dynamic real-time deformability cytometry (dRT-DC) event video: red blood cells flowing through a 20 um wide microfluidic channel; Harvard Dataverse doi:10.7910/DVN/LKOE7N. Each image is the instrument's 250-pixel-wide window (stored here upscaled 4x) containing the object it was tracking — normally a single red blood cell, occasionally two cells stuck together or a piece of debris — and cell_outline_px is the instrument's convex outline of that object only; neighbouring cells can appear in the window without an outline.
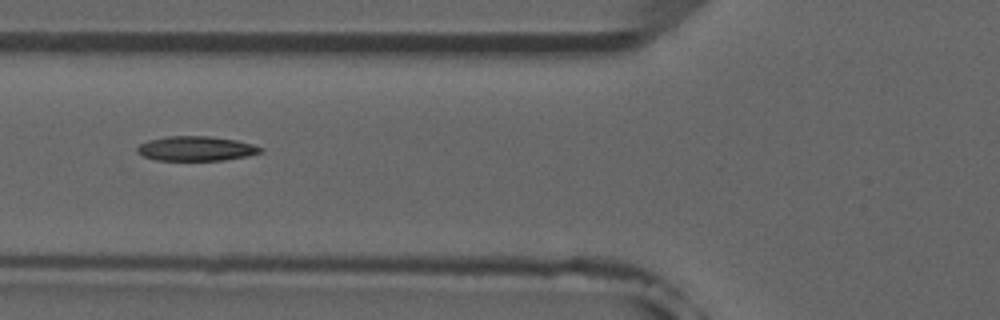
{"species": "common noctule bat (a hibernating species)", "species_latin": "Nyctalus noctula", "temperature_condition": "room temperature", "stored_images_in_passage": 6, "camera_frame_rate_fps": 3000, "um_per_image_px": 0.085, "animal": {"sex": "male", "forearm_length_mm": 52.5}, "frame": {"image": 1, "passage_image": 6, "time_ms": 5.667, "image_size_px": [1000, 320], "cell_outline_px": [[264, 148], [260, 152], [248, 156], [224, 160], [156, 160], [144, 156], [136, 152], [136, 148], [140, 144], [148, 140], [168, 136], [208, 136], [236, 140], [252, 144]], "centroid_in_image_um": [16.65, 12.63], "position_along_channel_um": 109.1, "area_um2": 17.63}}